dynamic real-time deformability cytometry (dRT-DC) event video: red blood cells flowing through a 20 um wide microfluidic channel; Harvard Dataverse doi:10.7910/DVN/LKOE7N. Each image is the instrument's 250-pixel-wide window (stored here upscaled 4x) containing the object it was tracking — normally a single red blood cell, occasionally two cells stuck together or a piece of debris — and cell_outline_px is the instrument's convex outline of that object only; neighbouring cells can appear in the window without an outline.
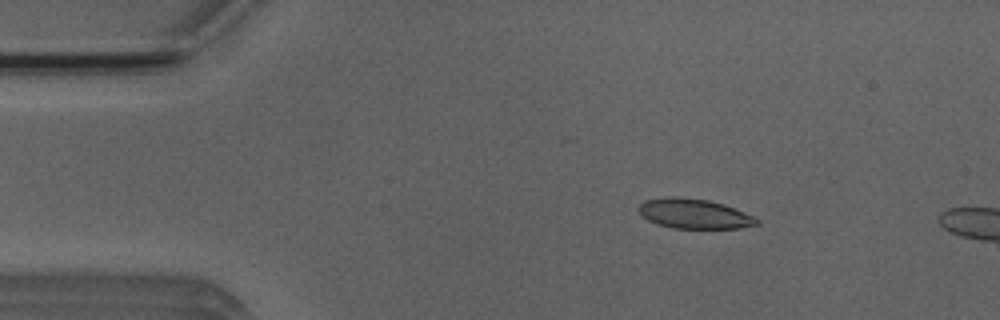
{"species": "Egyptian fruit bat (a non-hibernating species)", "species_latin": "Rousettus aegyptiacus", "temperature_condition": "room temperature", "stored_images_in_passage": 5, "camera_frame_rate_fps": 3000, "um_per_image_px": 0.085, "animal": {"sex": "male"}, "frame": {"image": 1, "passage_image": 3, "time_ms": 2.333, "image_size_px": [1000, 320], "cell_outline_px": [[760, 224], [740, 228], [672, 228], [656, 224], [648, 220], [636, 208], [644, 200], [672, 196], [708, 200], [724, 204], [744, 212], [760, 220]], "centroid_in_image_um": [59.0, 18.17], "position_along_channel_um": 26.0, "area_um2": 20.46}}